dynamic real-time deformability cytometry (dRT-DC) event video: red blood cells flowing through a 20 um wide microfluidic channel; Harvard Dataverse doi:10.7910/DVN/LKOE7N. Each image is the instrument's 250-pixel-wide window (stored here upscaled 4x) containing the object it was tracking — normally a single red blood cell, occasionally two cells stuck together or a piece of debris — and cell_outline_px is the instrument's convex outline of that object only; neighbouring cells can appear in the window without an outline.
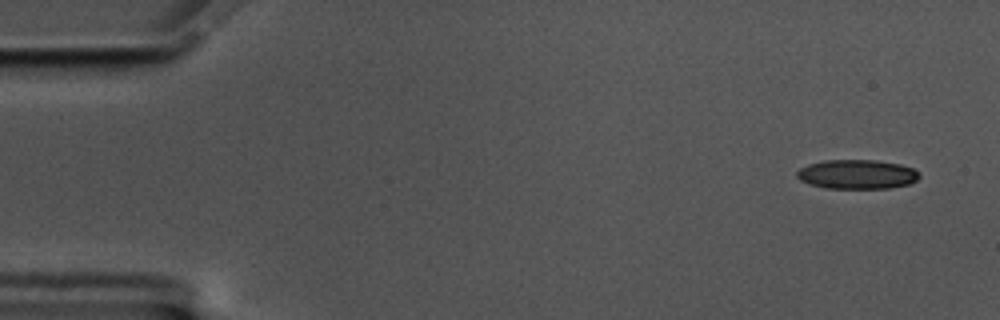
{"species": "common noctule bat (a hibernating species)", "species_latin": "Nyctalus noctula", "temperature_condition": "cold", "stored_images_in_passage": 56, "camera_frame_rate_fps": 3000, "um_per_image_px": 0.085, "animal": {"sex": "male", "body_mass_g": 17.5, "forearm_length_mm": 52.3}, "frame": {"image": 1, "passage_image": 1, "time_ms": 0.0, "image_size_px": [1000, 320], "cell_outline_px": [[920, 176], [916, 180], [908, 184], [888, 188], [824, 188], [800, 180], [796, 176], [796, 172], [800, 168], [808, 164], [824, 160], [876, 160], [900, 164], [912, 168], [920, 172]], "centroid_in_image_um": [72.84, 14.81], "position_along_channel_um": 12.2, "area_um2": 20.87}}
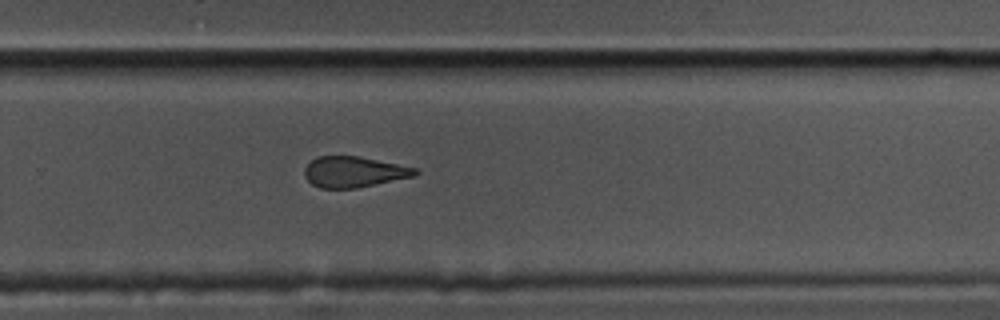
{"frame": {"image": 2, "passage_image": 36, "time_ms": 11.667, "image_size_px": [1000, 320], "cell_outline_px": [[420, 172], [416, 176], [356, 188], [320, 188], [312, 184], [304, 176], [304, 168], [316, 156], [360, 156], [416, 168]], "centroid_in_image_um": [30.08, 14.61], "position_along_channel_um": 299.7, "area_um2": 19.88}}
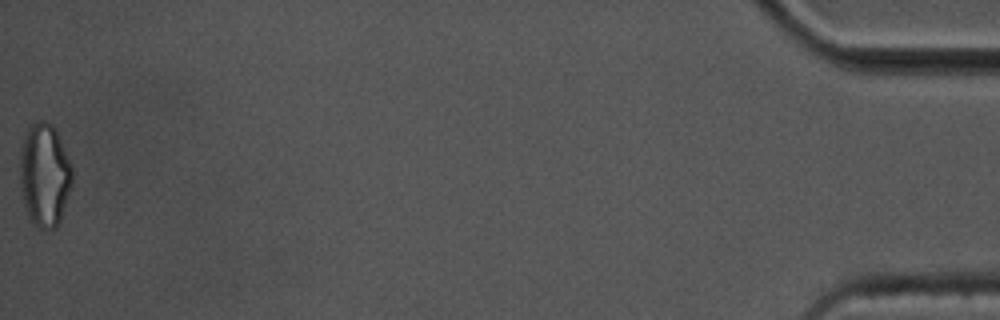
{"frame": {"image": 3, "passage_image": 56, "time_ms": 18.333, "image_size_px": [1000, 320], "cell_outline_px": [[72, 184], [60, 220], [56, 228], [40, 228], [32, 224], [28, 220], [20, 188], [20, 144], [24, 132], [28, 124], [36, 120], [44, 120], [52, 124], [56, 128], [72, 164]], "centroid_in_image_um": [3.76, 14.81], "position_along_channel_um": 431.4, "area_um2": 32.37}, "authors_computed_cell_mechanics": {"area_um2": 21.8195, "velocity_mm_per_s": 3.4621, "shape_relaxation_time_tau1_ms": 6.8959, "shape_relaxation_time_tau2_ms": 3.8621, "deformation_change_tau1": 0.1469, "deformation_change_tau2": 0.1222}}